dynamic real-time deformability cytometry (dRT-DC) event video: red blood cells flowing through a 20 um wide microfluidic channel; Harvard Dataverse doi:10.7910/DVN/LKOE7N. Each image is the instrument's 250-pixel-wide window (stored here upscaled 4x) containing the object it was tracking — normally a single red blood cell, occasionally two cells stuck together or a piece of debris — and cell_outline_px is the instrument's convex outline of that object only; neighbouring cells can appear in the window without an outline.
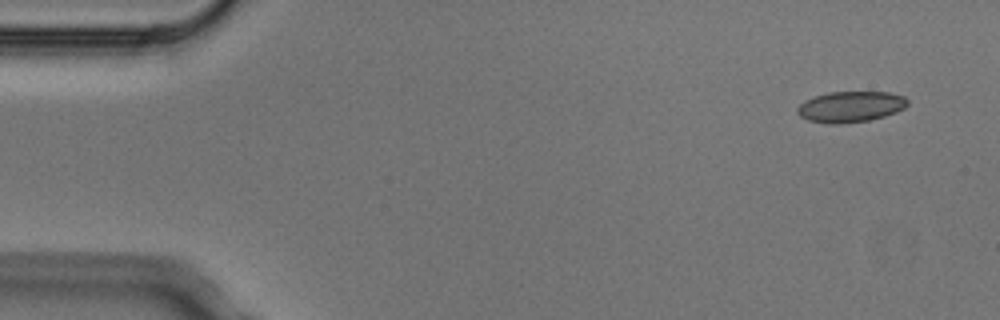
{"species": "Egyptian fruit bat (a non-hibernating species)", "species_latin": "Rousettus aegyptiacus", "temperature_condition": "cold", "stored_images_in_passage": 3, "camera_frame_rate_fps": 3000, "um_per_image_px": 0.085, "animal": {"sex": "male"}, "frame": {"image": 1, "passage_image": 1, "time_ms": 0.0, "image_size_px": [1000, 320], "cell_outline_px": [[908, 104], [904, 108], [896, 112], [884, 116], [868, 120], [840, 124], [828, 124], [808, 120], [800, 116], [796, 112], [796, 108], [804, 100], [828, 92], [888, 92], [904, 96], [908, 100]], "centroid_in_image_um": [72.28, 9.07], "position_along_channel_um": 12.7, "area_um2": 19.88}}
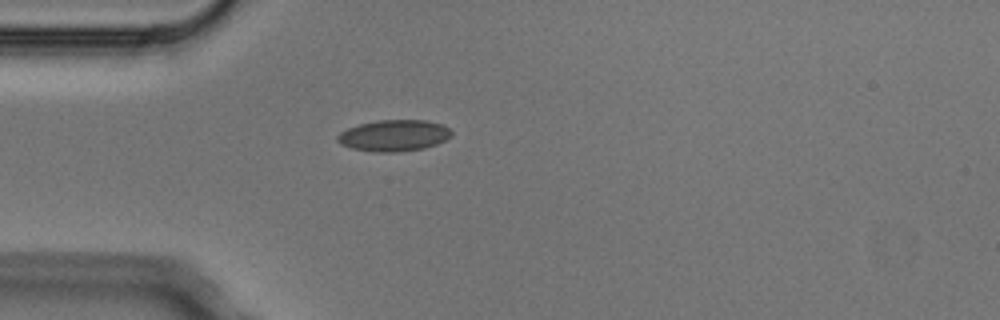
{"frame": {"image": 2, "passage_image": 3, "time_ms": 0.667, "image_size_px": [1000, 320], "cell_outline_px": [[452, 136], [436, 144], [424, 148], [396, 152], [372, 152], [352, 148], [340, 144], [336, 140], [336, 136], [340, 132], [348, 128], [360, 124], [380, 120], [424, 120], [440, 124], [448, 128], [452, 132]], "centroid_in_image_um": [33.45, 11.53], "position_along_channel_um": 51.5, "area_um2": 20.75}}